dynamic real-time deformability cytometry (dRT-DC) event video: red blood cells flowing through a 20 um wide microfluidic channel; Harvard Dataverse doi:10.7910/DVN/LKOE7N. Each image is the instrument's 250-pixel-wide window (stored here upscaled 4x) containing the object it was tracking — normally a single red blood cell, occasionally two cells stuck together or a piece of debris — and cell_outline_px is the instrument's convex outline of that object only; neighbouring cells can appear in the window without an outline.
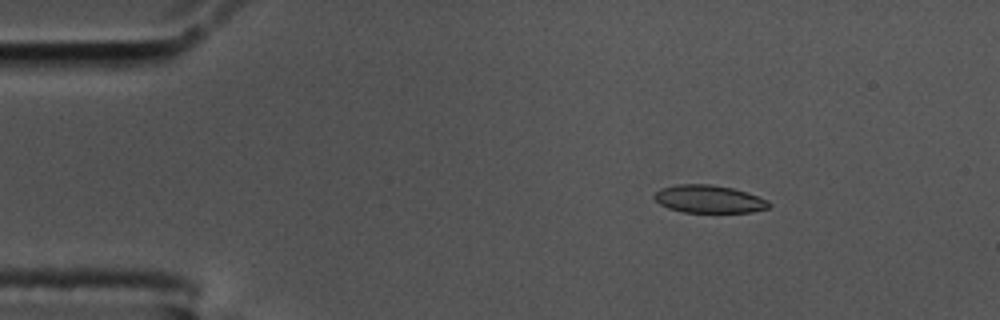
{"species": "common noctule bat (a hibernating species)", "species_latin": "Nyctalus noctula", "temperature_condition": "cold", "stored_images_in_passage": 51, "camera_frame_rate_fps": 3000, "um_per_image_px": 0.085, "animal": {"sex": "male", "body_mass_g": 17.5, "forearm_length_mm": 52.3}, "frame": {"image": 1, "passage_image": 2, "time_ms": 0.333, "image_size_px": [1000, 320], "cell_outline_px": [[772, 204], [768, 208], [752, 212], [684, 212], [668, 208], [660, 204], [652, 196], [660, 188], [676, 184], [712, 184], [732, 188], [768, 200]], "centroid_in_image_um": [60.23, 16.92], "position_along_channel_um": 24.8, "area_um2": 18.5}}
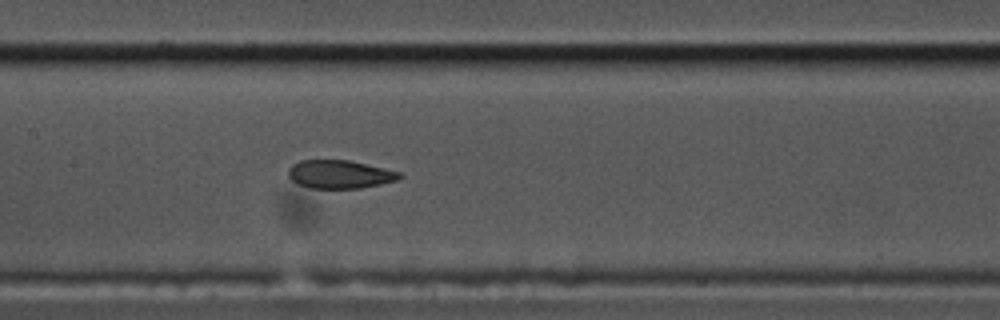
{"frame": {"image": 2, "passage_image": 21, "time_ms": 6.667, "image_size_px": [1000, 320], "cell_outline_px": [[404, 176], [396, 180], [380, 184], [360, 188], [312, 188], [296, 184], [288, 176], [288, 168], [292, 164], [300, 160], [348, 160], [384, 168], [400, 172]], "centroid_in_image_um": [28.85, 14.81], "position_along_channel_um": 178.6, "area_um2": 18.32}}
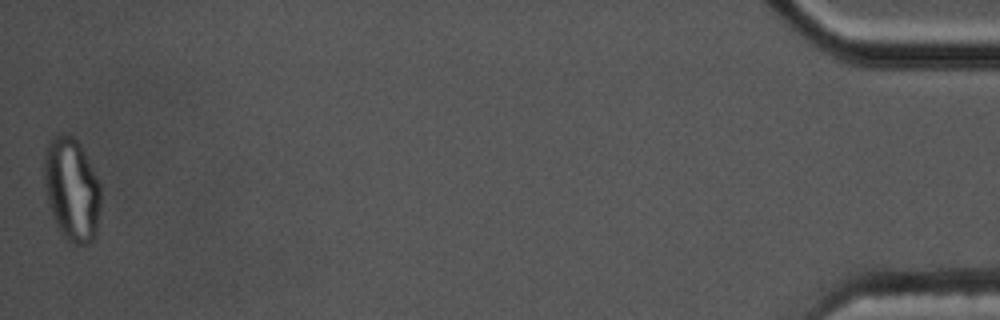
{"frame": {"image": 3, "passage_image": 51, "time_ms": 16.667, "image_size_px": [1000, 320], "cell_outline_px": [[100, 204], [96, 236], [88, 244], [76, 244], [68, 240], [60, 232], [52, 216], [48, 204], [44, 184], [44, 156], [48, 144], [52, 136], [60, 132], [72, 136], [80, 144], [100, 184]], "centroid_in_image_um": [6.09, 16.09], "position_along_channel_um": 429.1, "area_um2": 34.1}, "authors_computed_cell_mechanics": {"area_um2": 19.5942, "velocity_mm_per_s": 3.4614, "shape_relaxation_time_tau1_ms": null, "shape_relaxation_time_tau2_ms": 1.8613, "deformation_change_tau1": null, "deformation_change_tau2": 0.0692}}